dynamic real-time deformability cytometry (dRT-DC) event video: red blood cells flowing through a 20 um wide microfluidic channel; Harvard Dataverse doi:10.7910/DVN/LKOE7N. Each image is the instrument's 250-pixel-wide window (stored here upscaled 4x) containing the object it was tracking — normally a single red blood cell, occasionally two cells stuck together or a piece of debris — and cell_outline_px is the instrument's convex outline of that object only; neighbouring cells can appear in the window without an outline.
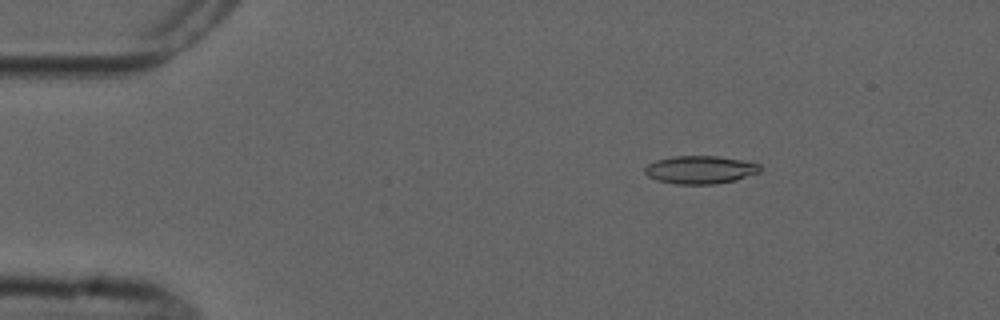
{"species": "common noctule bat (a hibernating species)", "species_latin": "Nyctalus noctula", "temperature_condition": "cold", "stored_images_in_passage": 4, "camera_frame_rate_fps": 3000, "um_per_image_px": 0.085, "animal": {"sex": "male", "forearm_length_mm": 52.5}, "frame": {"image": 1, "passage_image": 2, "time_ms": 1.0, "image_size_px": [1000, 320], "cell_outline_px": [[760, 172], [736, 180], [716, 184], [676, 184], [656, 180], [648, 176], [644, 172], [644, 168], [648, 164], [656, 160], [672, 156], [716, 156], [740, 160], [760, 164]], "centroid_in_image_um": [59.49, 14.43], "position_along_channel_um": 25.5, "area_um2": 18.79}}